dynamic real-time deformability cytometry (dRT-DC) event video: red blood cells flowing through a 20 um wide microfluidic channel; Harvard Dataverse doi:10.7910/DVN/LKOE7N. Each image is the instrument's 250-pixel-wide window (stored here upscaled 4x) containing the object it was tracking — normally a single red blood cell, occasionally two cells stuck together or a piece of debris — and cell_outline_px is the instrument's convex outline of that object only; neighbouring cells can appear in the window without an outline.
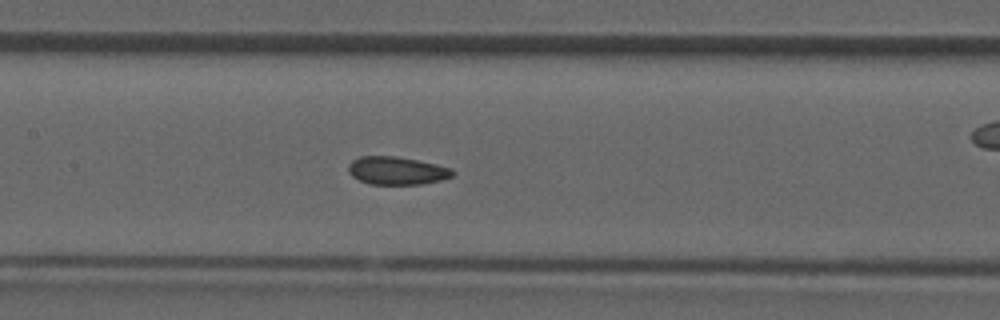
{"species": "common noctule bat (a hibernating species)", "species_latin": "Nyctalus noctula", "temperature_condition": "room temperature", "stored_images_in_passage": 42, "camera_frame_rate_fps": 3000, "um_per_image_px": 0.085, "animal": {"sex": "male", "forearm_length_mm": 52.5}, "frame": {"image": 1, "passage_image": 19, "time_ms": 6.0, "image_size_px": [1000, 320], "cell_outline_px": [[456, 172], [452, 176], [440, 180], [420, 184], [368, 184], [352, 176], [348, 172], [348, 164], [352, 160], [360, 156], [396, 156], [436, 164], [452, 168]], "centroid_in_image_um": [33.71, 14.5], "position_along_channel_um": 173.7, "area_um2": 16.99}}